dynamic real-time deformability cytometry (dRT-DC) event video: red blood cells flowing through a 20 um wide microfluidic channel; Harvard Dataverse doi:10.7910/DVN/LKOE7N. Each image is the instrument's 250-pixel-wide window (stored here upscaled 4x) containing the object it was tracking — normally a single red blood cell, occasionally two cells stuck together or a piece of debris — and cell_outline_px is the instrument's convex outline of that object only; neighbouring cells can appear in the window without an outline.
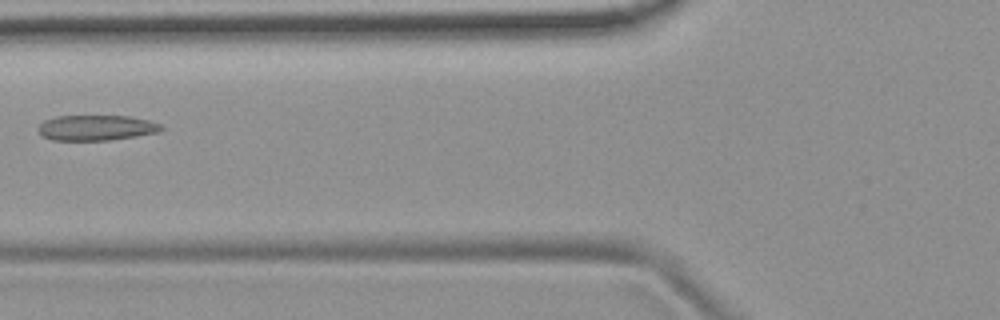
{"species": "common noctule bat (a hibernating species)", "species_latin": "Nyctalus noctula", "temperature_condition": "room temperature", "stored_images_in_passage": 7, "camera_frame_rate_fps": 3000, "um_per_image_px": 0.085, "animal": {"sex": "female", "body_mass_g": 19.9}, "frame": {"image": 1, "passage_image": 6, "time_ms": 6.667, "image_size_px": [1000, 320], "cell_outline_px": [[164, 128], [160, 132], [136, 136], [108, 140], [52, 140], [44, 136], [36, 128], [44, 120], [56, 116], [128, 116], [148, 120], [160, 124]], "centroid_in_image_um": [8.19, 10.86], "position_along_channel_um": 117.6, "area_um2": 18.15}}
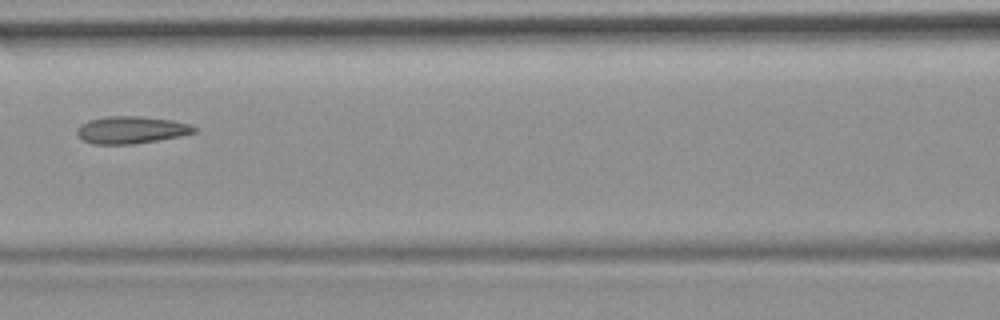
{"frame": {"image": 2, "passage_image": 7, "time_ms": 7.667, "image_size_px": [1000, 320], "cell_outline_px": [[200, 128], [196, 132], [156, 140], [132, 144], [92, 144], [84, 140], [76, 132], [76, 128], [80, 124], [88, 120], [108, 116], [140, 116], [172, 120], [192, 124]], "centroid_in_image_um": [11.16, 11.03], "position_along_channel_um": 155.4, "area_um2": 18.61}}